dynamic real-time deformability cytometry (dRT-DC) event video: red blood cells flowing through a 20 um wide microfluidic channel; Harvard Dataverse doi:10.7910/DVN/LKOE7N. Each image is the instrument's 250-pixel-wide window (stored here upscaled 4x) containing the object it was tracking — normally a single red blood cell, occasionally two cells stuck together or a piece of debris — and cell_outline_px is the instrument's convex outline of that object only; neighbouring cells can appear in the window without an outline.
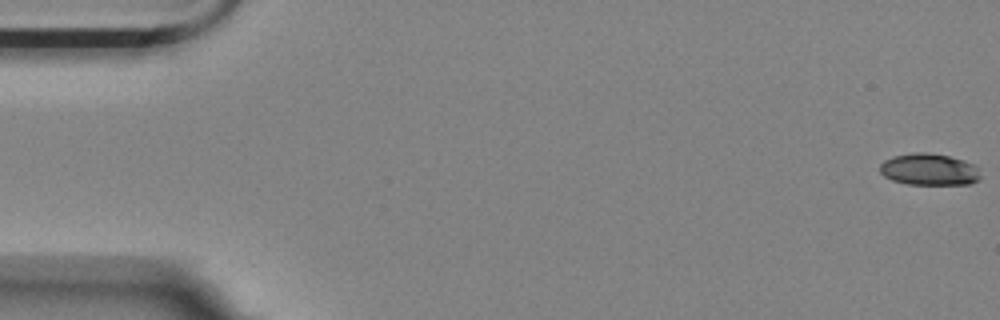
{"species": "Egyptian fruit bat (a non-hibernating species)", "species_latin": "Rousettus aegyptiacus", "temperature_condition": "room temperature", "stored_images_in_passage": 10, "camera_frame_rate_fps": 3000, "um_per_image_px": 0.085, "animal": {"sex": "female"}, "frame": {"image": 1, "passage_image": 1, "time_ms": 0.0, "image_size_px": [1000, 320], "cell_outline_px": [[980, 180], [968, 184], [908, 184], [892, 180], [884, 176], [880, 172], [880, 164], [884, 160], [892, 156], [912, 152], [924, 152], [948, 156], [964, 160], [972, 164], [976, 168], [980, 176]], "centroid_in_image_um": [78.94, 14.4], "position_along_channel_um": 6.1, "area_um2": 18.55}}